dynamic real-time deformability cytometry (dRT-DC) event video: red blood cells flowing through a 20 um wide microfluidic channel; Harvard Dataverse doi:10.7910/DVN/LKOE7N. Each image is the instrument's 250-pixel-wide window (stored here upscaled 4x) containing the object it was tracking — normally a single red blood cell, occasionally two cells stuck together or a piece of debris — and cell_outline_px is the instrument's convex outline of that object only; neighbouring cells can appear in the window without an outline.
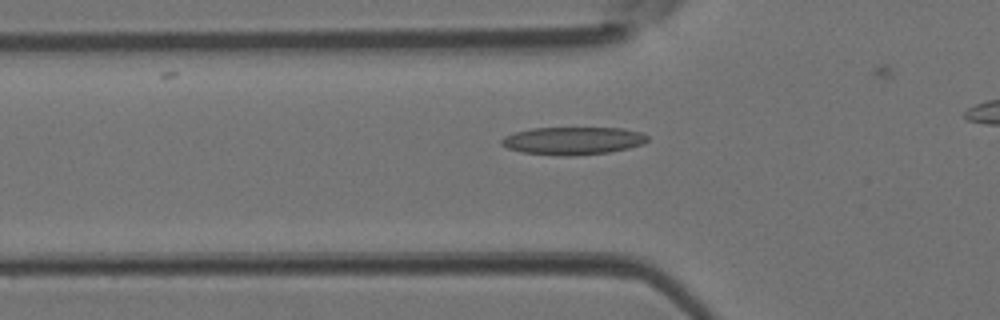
{"species": "Egyptian fruit bat (a non-hibernating species)", "species_latin": "Rousettus aegyptiacus", "temperature_condition": "room temperature", "stored_images_in_passage": 23, "camera_frame_rate_fps": 3000, "um_per_image_px": 0.085, "animal": {"sex": "female"}, "frame": {"image": 1, "passage_image": 2, "time_ms": 0.333, "image_size_px": [1000, 320], "cell_outline_px": [[648, 140], [644, 144], [628, 148], [608, 152], [576, 156], [556, 156], [520, 152], [508, 148], [500, 144], [500, 140], [504, 136], [516, 132], [532, 128], [624, 128], [640, 132], [648, 136]], "centroid_in_image_um": [48.69, 11.97], "position_along_channel_um": 77.1, "area_um2": 23.81}}
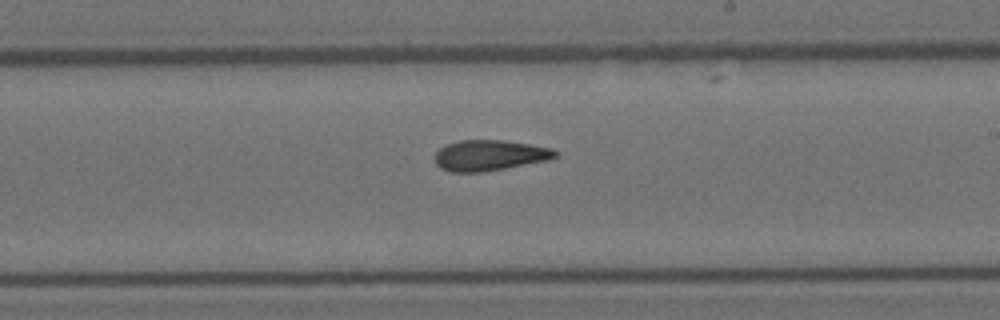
{"frame": {"image": 2, "passage_image": 13, "time_ms": 4.0, "image_size_px": [1000, 320], "cell_outline_px": [[556, 156], [548, 160], [484, 172], [448, 172], [440, 168], [436, 164], [432, 156], [444, 144], [460, 140], [504, 140], [552, 148], [556, 152]], "centroid_in_image_um": [41.53, 13.21], "position_along_channel_um": 247.5, "area_um2": 21.68}}
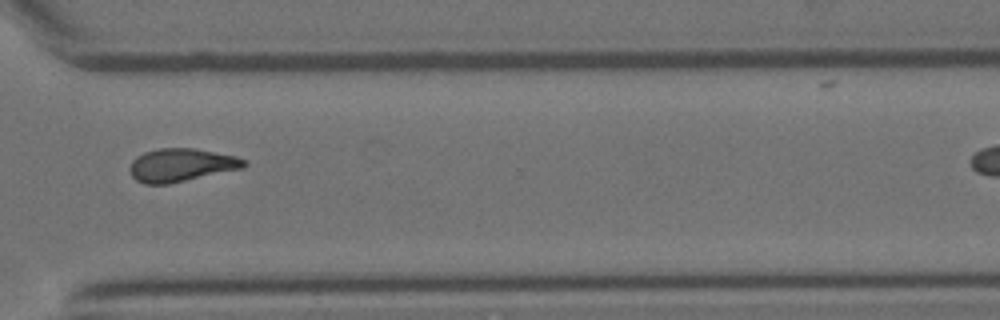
{"frame": {"image": 3, "passage_image": 20, "time_ms": 6.333, "image_size_px": [1000, 320], "cell_outline_px": [[248, 164], [244, 168], [168, 184], [144, 184], [136, 180], [132, 176], [132, 160], [136, 156], [144, 152], [160, 148], [196, 148], [236, 156], [244, 160]], "centroid_in_image_um": [15.43, 14.02], "position_along_channel_um": 355.2, "area_um2": 21.96}}